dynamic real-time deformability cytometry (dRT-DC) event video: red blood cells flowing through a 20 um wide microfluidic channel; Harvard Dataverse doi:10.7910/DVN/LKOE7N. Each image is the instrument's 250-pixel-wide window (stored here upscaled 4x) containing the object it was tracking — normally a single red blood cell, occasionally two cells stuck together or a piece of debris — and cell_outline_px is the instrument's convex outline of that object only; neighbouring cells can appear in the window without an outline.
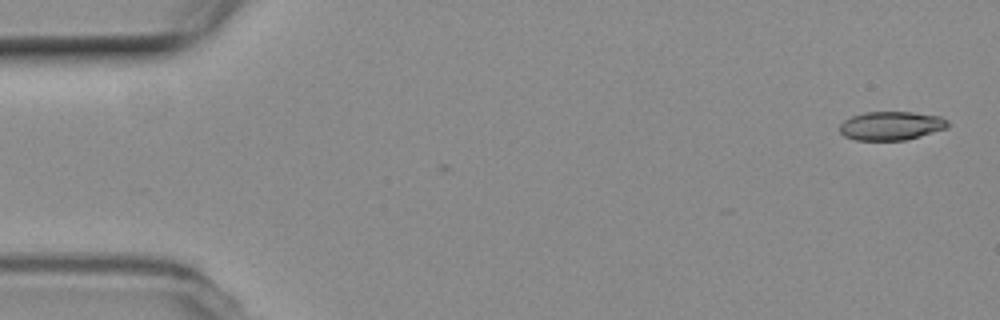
{"species": "common noctule bat (a hibernating species)", "species_latin": "Nyctalus noctula", "temperature_condition": "room temperature", "stored_images_in_passage": 4, "camera_frame_rate_fps": 3000, "um_per_image_px": 0.085, "animal": {"sex": "female", "body_mass_g": 19.3, "forearm_length_mm": 54.1}, "frame": {"image": 1, "passage_image": 4, "time_ms": 1.0, "image_size_px": [1000, 320], "cell_outline_px": [[948, 128], [920, 136], [904, 140], [856, 140], [844, 136], [840, 132], [840, 124], [844, 120], [852, 116], [864, 112], [912, 112], [940, 116], [948, 120]], "centroid_in_image_um": [75.75, 10.69], "position_along_channel_um": 9.2, "area_um2": 18.09}}